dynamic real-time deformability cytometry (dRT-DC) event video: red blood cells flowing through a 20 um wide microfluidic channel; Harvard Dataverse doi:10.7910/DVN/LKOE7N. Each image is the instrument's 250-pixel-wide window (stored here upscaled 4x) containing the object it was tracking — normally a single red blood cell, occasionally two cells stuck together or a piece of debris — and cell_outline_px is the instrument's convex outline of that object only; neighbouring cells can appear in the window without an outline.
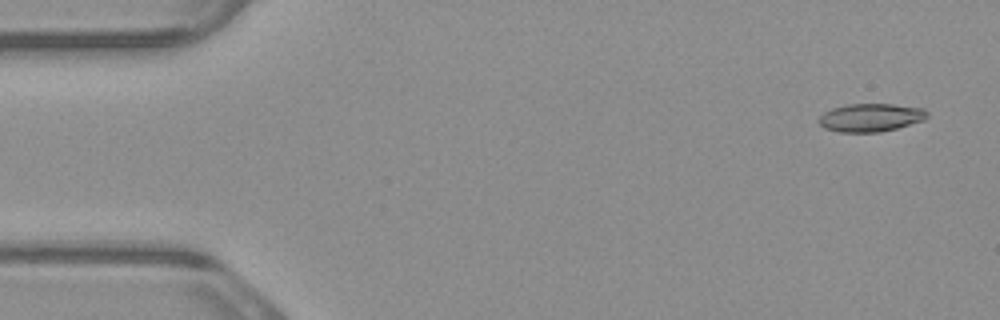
{"species": "common noctule bat (a hibernating species)", "species_latin": "Nyctalus noctula", "temperature_condition": "warm", "stored_images_in_passage": 7, "camera_frame_rate_fps": 3000, "um_per_image_px": 0.085, "animal": {"sex": "male", "body_mass_g": 23.1, "forearm_length_mm": 52.7}, "frame": {"image": 1, "passage_image": 1, "time_ms": 0.0, "image_size_px": [1000, 320], "cell_outline_px": [[928, 116], [924, 120], [896, 128], [880, 132], [840, 132], [824, 128], [816, 120], [824, 112], [832, 108], [844, 104], [892, 104], [924, 108], [928, 112]], "centroid_in_image_um": [73.99, 9.98], "position_along_channel_um": 11.0, "area_um2": 17.86}}
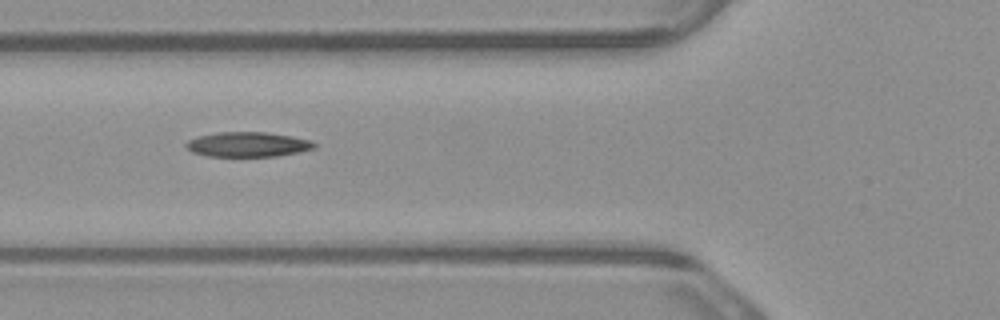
{"frame": {"image": 2, "passage_image": 5, "time_ms": 1.333, "image_size_px": [1000, 320], "cell_outline_px": [[316, 148], [300, 152], [276, 156], [208, 156], [192, 152], [184, 144], [188, 140], [200, 136], [220, 132], [264, 132], [292, 136], [312, 140], [316, 144]], "centroid_in_image_um": [21.11, 12.28], "position_along_channel_um": 104.7, "area_um2": 18.5}}
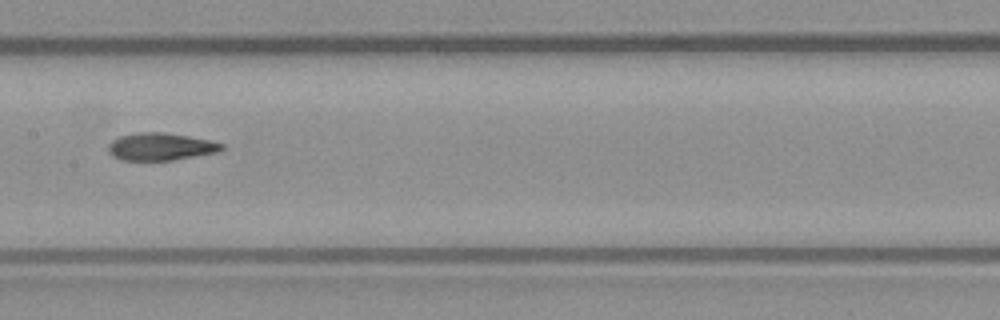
{"frame": {"image": 3, "passage_image": 7, "time_ms": 2.0, "image_size_px": [1000, 320], "cell_outline_px": [[224, 148], [220, 152], [172, 160], [120, 160], [112, 156], [108, 152], [108, 144], [112, 140], [120, 136], [140, 132], [164, 132], [212, 140], [224, 144]], "centroid_in_image_um": [13.67, 12.46], "position_along_channel_um": 193.7, "area_um2": 18.32}}